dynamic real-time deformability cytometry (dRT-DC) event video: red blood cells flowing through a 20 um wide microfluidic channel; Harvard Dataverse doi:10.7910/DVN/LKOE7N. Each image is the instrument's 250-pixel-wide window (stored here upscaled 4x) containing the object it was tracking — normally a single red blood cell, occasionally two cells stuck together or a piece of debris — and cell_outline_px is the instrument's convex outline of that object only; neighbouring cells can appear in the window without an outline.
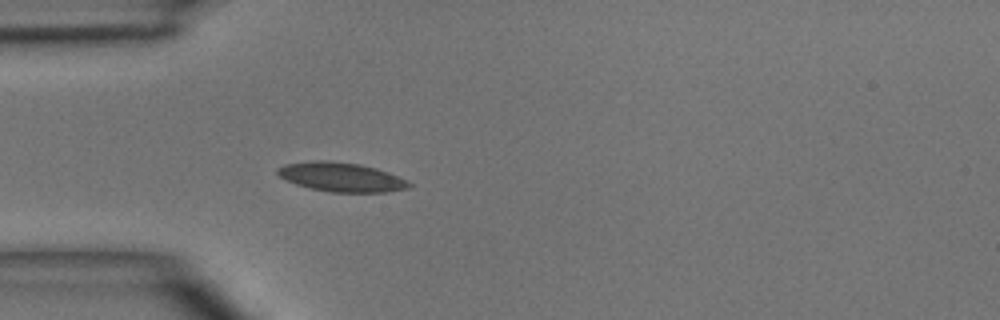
{"species": "common noctule bat (a hibernating species)", "species_latin": "Nyctalus noctula", "temperature_condition": "room temperature", "stored_images_in_passage": 3, "camera_frame_rate_fps": 3000, "um_per_image_px": 0.085, "animal": {"sex": "male", "body_mass_g": 15.6}, "frame": {"image": 1, "passage_image": 3, "time_ms": 2.0, "image_size_px": [1000, 320], "cell_outline_px": [[412, 184], [408, 188], [384, 192], [332, 192], [308, 188], [296, 184], [280, 176], [276, 172], [276, 168], [284, 164], [316, 160], [324, 160], [360, 164], [376, 168], [388, 172], [408, 180]], "centroid_in_image_um": [29.0, 15.04], "position_along_channel_um": 56.0, "area_um2": 22.31}}